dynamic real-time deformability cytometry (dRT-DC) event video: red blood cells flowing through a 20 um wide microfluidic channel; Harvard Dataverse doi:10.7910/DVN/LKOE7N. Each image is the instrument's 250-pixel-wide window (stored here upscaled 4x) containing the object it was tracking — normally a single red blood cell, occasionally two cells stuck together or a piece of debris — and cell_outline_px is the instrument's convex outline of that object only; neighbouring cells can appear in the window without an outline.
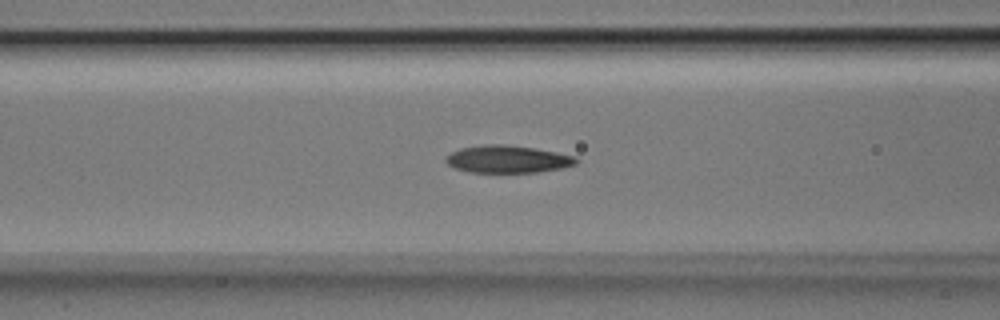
{"species": "Egyptian fruit bat (a non-hibernating species)", "species_latin": "Rousettus aegyptiacus", "temperature_condition": "room temperature", "stored_images_in_passage": 44, "camera_frame_rate_fps": 3000, "um_per_image_px": 0.085, "animal": {"sex": "male"}, "frame": {"image": 1, "passage_image": 20, "time_ms": 6.333, "image_size_px": [1000, 320], "cell_outline_px": [[580, 160], [576, 164], [560, 168], [540, 172], [468, 172], [452, 168], [444, 160], [444, 156], [460, 148], [484, 144], [504, 144], [536, 148], [576, 156]], "centroid_in_image_um": [43.12, 13.52], "position_along_channel_um": 123.5, "area_um2": 21.1}}
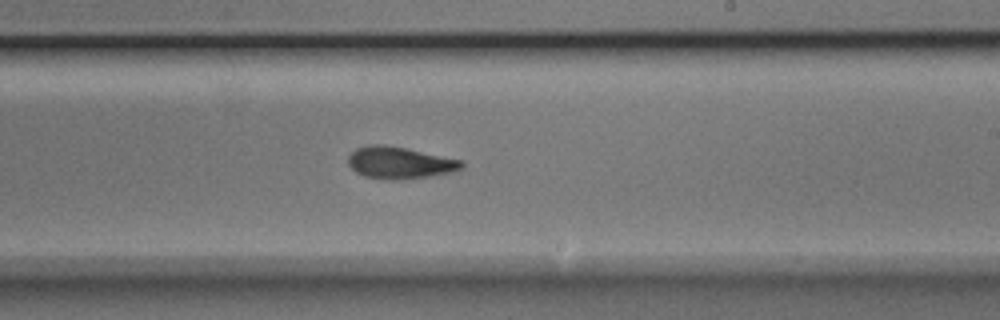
{"frame": {"image": 2, "passage_image": 30, "time_ms": 9.667, "image_size_px": [1000, 320], "cell_outline_px": [[464, 164], [460, 168], [452, 172], [432, 176], [396, 180], [392, 180], [364, 176], [356, 172], [348, 164], [348, 156], [356, 148], [368, 144], [384, 144], [464, 160]], "centroid_in_image_um": [33.96, 13.83], "position_along_channel_um": 255.0, "area_um2": 21.1}}
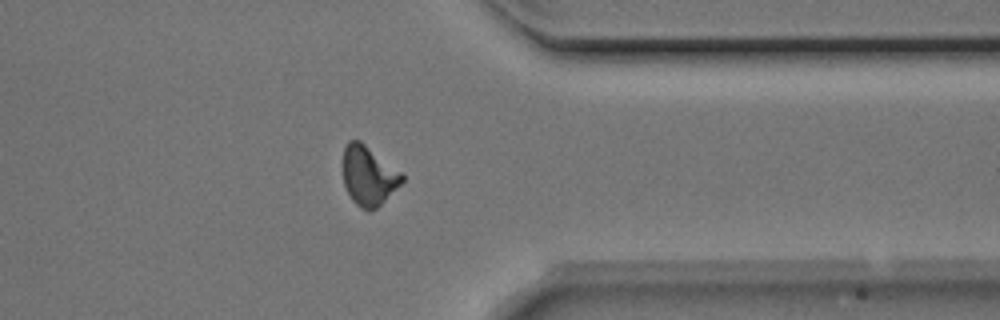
{"frame": {"image": 3, "passage_image": 40, "time_ms": 13.0, "image_size_px": [1000, 320], "cell_outline_px": [[404, 180], [372, 212], [368, 212], [360, 208], [352, 200], [344, 184], [344, 148], [348, 140], [360, 140], [400, 172], [404, 176]], "centroid_in_image_um": [31.31, 14.95], "position_along_channel_um": 380.1, "area_um2": 20.06}}